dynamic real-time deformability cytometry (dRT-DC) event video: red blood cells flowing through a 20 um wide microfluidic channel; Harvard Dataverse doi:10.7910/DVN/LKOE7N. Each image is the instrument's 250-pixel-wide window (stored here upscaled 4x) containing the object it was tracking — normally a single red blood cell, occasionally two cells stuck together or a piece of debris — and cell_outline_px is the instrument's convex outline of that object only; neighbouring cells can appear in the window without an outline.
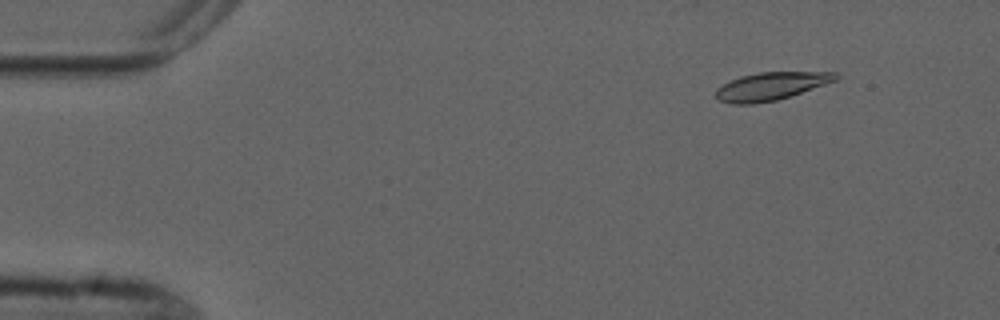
{"species": "common noctule bat (a hibernating species)", "species_latin": "Nyctalus noctula", "temperature_condition": "cold", "stored_images_in_passage": 3, "camera_frame_rate_fps": 3000, "um_per_image_px": 0.085, "animal": {"sex": "male", "forearm_length_mm": 52.5}, "frame": {"image": 1, "passage_image": 1, "time_ms": 0.0, "image_size_px": [1000, 320], "cell_outline_px": [[840, 76], [836, 80], [776, 100], [752, 104], [732, 104], [720, 100], [716, 96], [716, 88], [740, 76], [760, 72], [836, 72]], "centroid_in_image_um": [65.51, 7.32], "position_along_channel_um": 19.5, "area_um2": 19.07}}
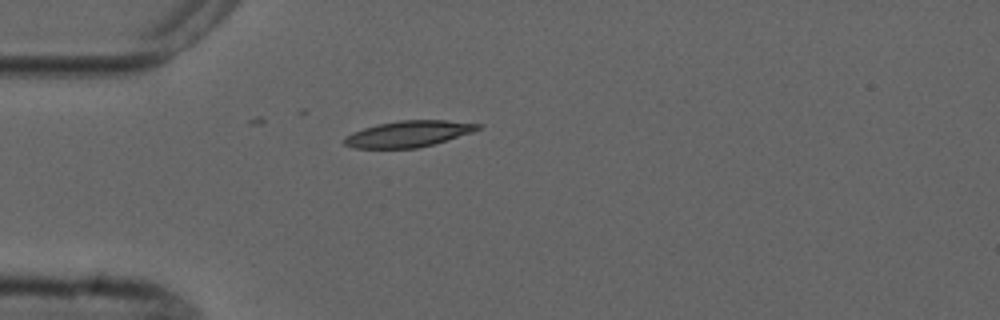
{"frame": {"image": 2, "passage_image": 3, "time_ms": 3.0, "image_size_px": [1000, 320], "cell_outline_px": [[484, 124], [480, 128], [472, 132], [432, 144], [416, 148], [352, 148], [344, 144], [344, 136], [352, 132], [376, 124], [400, 120], [448, 120]], "centroid_in_image_um": [34.69, 11.37], "position_along_channel_um": 50.3, "area_um2": 20.35}}